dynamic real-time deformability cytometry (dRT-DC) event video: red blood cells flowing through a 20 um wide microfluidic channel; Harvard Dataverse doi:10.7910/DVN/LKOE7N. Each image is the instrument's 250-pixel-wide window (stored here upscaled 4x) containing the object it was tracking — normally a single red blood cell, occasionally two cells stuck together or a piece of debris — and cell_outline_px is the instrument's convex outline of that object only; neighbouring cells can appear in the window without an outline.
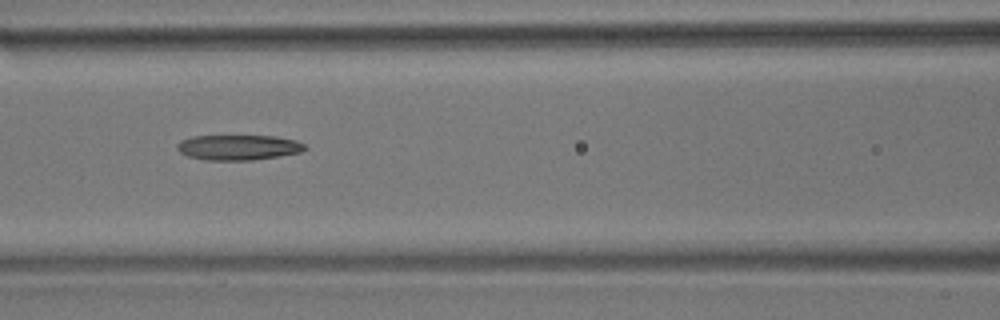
{"species": "common noctule bat (a hibernating species)", "species_latin": "Nyctalus noctula", "temperature_condition": "room temperature", "stored_images_in_passage": 8, "camera_frame_rate_fps": 3000, "um_per_image_px": 0.085, "animal": {"sex": "male", "body_mass_g": 17.9}, "frame": {"image": 1, "passage_image": 7, "time_ms": 2.0, "image_size_px": [1000, 320], "cell_outline_px": [[308, 148], [300, 152], [280, 156], [252, 160], [204, 160], [188, 156], [180, 152], [176, 148], [176, 144], [180, 140], [192, 136], [276, 136], [296, 140], [304, 144]], "centroid_in_image_um": [20.25, 12.53], "position_along_channel_um": 146.4, "area_um2": 18.9}}
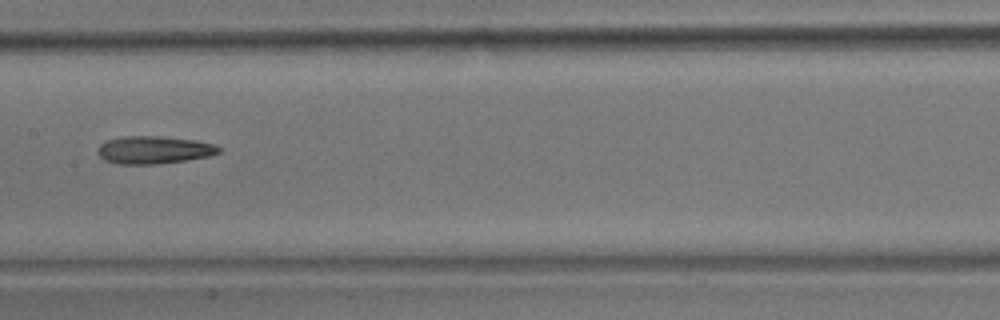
{"frame": {"image": 2, "passage_image": 8, "time_ms": 2.333, "image_size_px": [1000, 320], "cell_outline_px": [[220, 152], [212, 156], [156, 164], [116, 164], [104, 160], [96, 152], [96, 148], [100, 144], [108, 140], [124, 136], [156, 136], [196, 140], [216, 144], [220, 148]], "centroid_in_image_um": [13.07, 12.74], "position_along_channel_um": 194.3, "area_um2": 19.65}}